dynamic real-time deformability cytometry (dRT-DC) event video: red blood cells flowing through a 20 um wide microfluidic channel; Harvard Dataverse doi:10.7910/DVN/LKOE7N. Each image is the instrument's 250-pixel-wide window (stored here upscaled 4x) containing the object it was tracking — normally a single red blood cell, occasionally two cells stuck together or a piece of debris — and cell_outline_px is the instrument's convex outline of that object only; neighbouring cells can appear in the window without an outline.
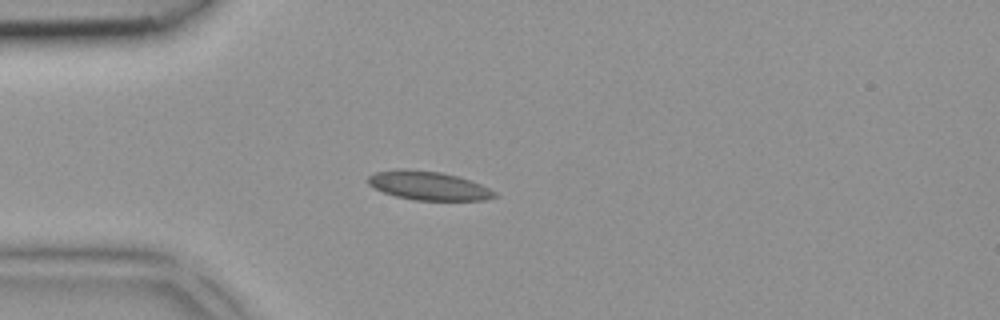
{"species": "common noctule bat (a hibernating species)", "species_latin": "Nyctalus noctula", "temperature_condition": "room temperature", "stored_images_in_passage": 5, "segment_of_instrument_passage": [1, 2], "camera_frame_rate_fps": 3000, "um_per_image_px": 0.085, "animal": {"sex": "female", "body_mass_g": 18.4}, "frame": {"image": 1, "passage_image": 4, "time_ms": 1.0, "image_size_px": [1000, 320], "cell_outline_px": [[500, 196], [484, 200], [416, 200], [396, 196], [384, 192], [368, 184], [368, 176], [376, 172], [400, 168], [404, 168], [440, 172], [460, 176], [480, 184], [496, 192]], "centroid_in_image_um": [36.44, 15.77], "position_along_channel_um": 48.6, "area_um2": 21.21}}